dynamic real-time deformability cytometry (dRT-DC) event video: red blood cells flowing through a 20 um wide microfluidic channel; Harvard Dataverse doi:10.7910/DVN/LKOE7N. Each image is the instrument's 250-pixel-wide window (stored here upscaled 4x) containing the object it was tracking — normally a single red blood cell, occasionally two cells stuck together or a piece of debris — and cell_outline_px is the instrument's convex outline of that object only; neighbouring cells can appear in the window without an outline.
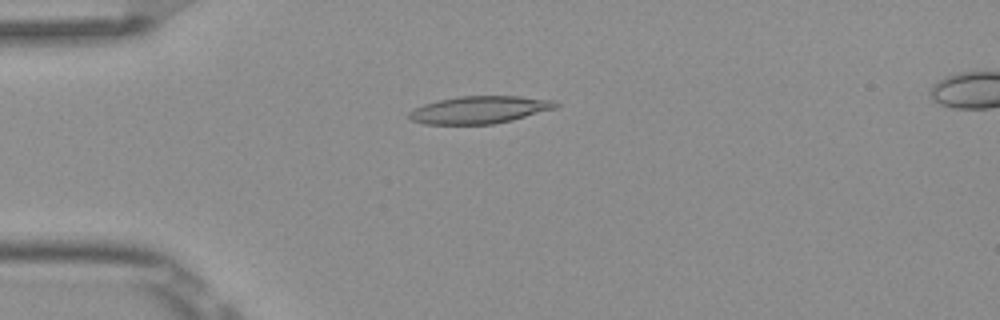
{"species": "Egyptian fruit bat (a non-hibernating species)", "species_latin": "Rousettus aegyptiacus", "temperature_condition": "room temperature", "stored_images_in_passage": 8, "camera_frame_rate_fps": 3000, "um_per_image_px": 0.085, "frame": {"image": 1, "passage_image": 4, "time_ms": 1.0, "image_size_px": [1000, 320], "cell_outline_px": [[560, 104], [556, 108], [512, 120], [492, 124], [424, 124], [412, 120], [408, 116], [408, 112], [412, 108], [436, 100], [460, 96], [516, 96], [556, 100]], "centroid_in_image_um": [40.74, 9.32], "position_along_channel_um": 44.3, "area_um2": 23.52}}
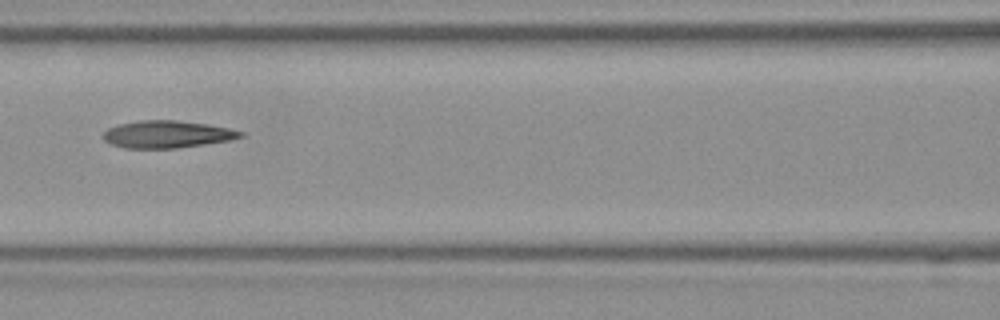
{"frame": {"image": 2, "passage_image": 7, "time_ms": 2.0, "image_size_px": [1000, 320], "cell_outline_px": [[244, 136], [228, 140], [204, 144], [176, 148], [124, 148], [108, 144], [100, 136], [108, 128], [120, 124], [136, 120], [176, 120], [208, 124], [228, 128], [244, 132]], "centroid_in_image_um": [14.14, 11.41], "position_along_channel_um": 152.5, "area_um2": 21.91}}
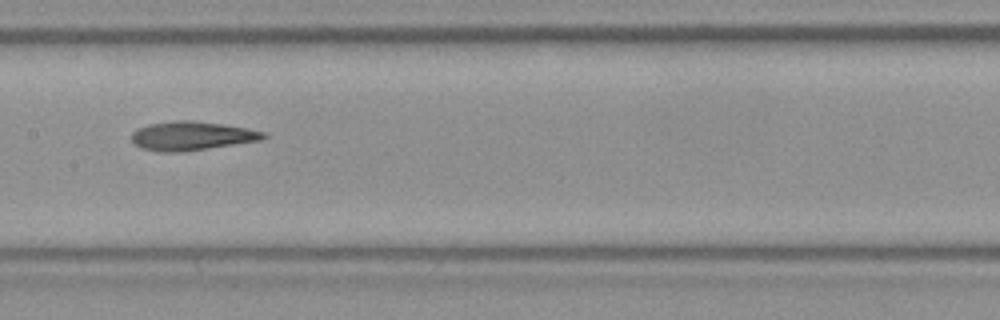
{"frame": {"image": 3, "passage_image": 8, "time_ms": 2.333, "image_size_px": [1000, 320], "cell_outline_px": [[268, 136], [260, 140], [184, 152], [160, 152], [140, 148], [132, 140], [132, 132], [136, 128], [148, 124], [176, 120], [192, 120], [248, 128], [268, 132]], "centroid_in_image_um": [16.29, 11.55], "position_along_channel_um": 191.1, "area_um2": 22.31}}